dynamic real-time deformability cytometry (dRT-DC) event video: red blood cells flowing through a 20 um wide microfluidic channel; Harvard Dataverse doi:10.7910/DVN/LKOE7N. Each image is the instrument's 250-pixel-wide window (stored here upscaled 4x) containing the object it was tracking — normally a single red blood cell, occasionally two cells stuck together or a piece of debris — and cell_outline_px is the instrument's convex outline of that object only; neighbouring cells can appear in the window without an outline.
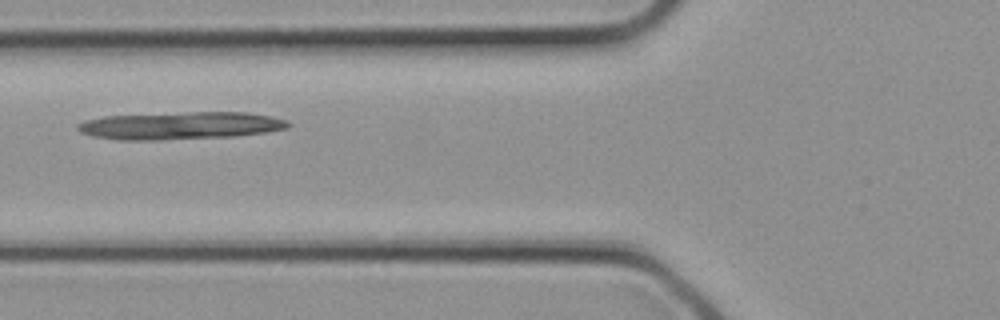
{"species": "common noctule bat (a hibernating species)", "species_latin": "Nyctalus noctula", "temperature_condition": "cold", "stored_images_in_passage": 3, "camera_frame_rate_fps": 3000, "um_per_image_px": 0.085, "animal": {"sex": "female", "body_mass_g": 21.9}, "frame": {"image": 1, "passage_image": 3, "time_ms": 0.667, "image_size_px": [1000, 320], "cell_outline_px": [[292, 124], [288, 128], [268, 132], [236, 136], [164, 140], [116, 140], [92, 136], [80, 132], [76, 128], [76, 124], [84, 120], [104, 116], [188, 112], [248, 112], [272, 116], [288, 120]], "centroid_in_image_um": [15.35, 10.68], "position_along_channel_um": 110.5, "area_um2": 34.28}}